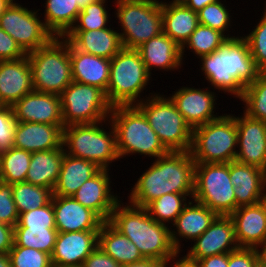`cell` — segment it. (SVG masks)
I'll return each instance as SVG.
<instances>
[{
    "label": "cell",
    "mask_w": 266,
    "mask_h": 267,
    "mask_svg": "<svg viewBox=\"0 0 266 267\" xmlns=\"http://www.w3.org/2000/svg\"><path fill=\"white\" fill-rule=\"evenodd\" d=\"M62 145L66 154L92 161L101 169H110L109 165L120 159L115 130L109 119L64 127Z\"/></svg>",
    "instance_id": "cell-5"
},
{
    "label": "cell",
    "mask_w": 266,
    "mask_h": 267,
    "mask_svg": "<svg viewBox=\"0 0 266 267\" xmlns=\"http://www.w3.org/2000/svg\"><path fill=\"white\" fill-rule=\"evenodd\" d=\"M27 56L34 91L60 95L73 81L70 42L64 37H54Z\"/></svg>",
    "instance_id": "cell-6"
},
{
    "label": "cell",
    "mask_w": 266,
    "mask_h": 267,
    "mask_svg": "<svg viewBox=\"0 0 266 267\" xmlns=\"http://www.w3.org/2000/svg\"><path fill=\"white\" fill-rule=\"evenodd\" d=\"M83 267H121L113 258L107 255L99 246L85 259Z\"/></svg>",
    "instance_id": "cell-49"
},
{
    "label": "cell",
    "mask_w": 266,
    "mask_h": 267,
    "mask_svg": "<svg viewBox=\"0 0 266 267\" xmlns=\"http://www.w3.org/2000/svg\"><path fill=\"white\" fill-rule=\"evenodd\" d=\"M188 194L167 193L150 202L145 208L158 223L172 226L190 199ZM187 202V203H186ZM169 223V224H168Z\"/></svg>",
    "instance_id": "cell-36"
},
{
    "label": "cell",
    "mask_w": 266,
    "mask_h": 267,
    "mask_svg": "<svg viewBox=\"0 0 266 267\" xmlns=\"http://www.w3.org/2000/svg\"><path fill=\"white\" fill-rule=\"evenodd\" d=\"M139 52L147 71L152 70L177 71L183 65L181 47L164 32L141 44Z\"/></svg>",
    "instance_id": "cell-25"
},
{
    "label": "cell",
    "mask_w": 266,
    "mask_h": 267,
    "mask_svg": "<svg viewBox=\"0 0 266 267\" xmlns=\"http://www.w3.org/2000/svg\"><path fill=\"white\" fill-rule=\"evenodd\" d=\"M64 154L63 146L53 150L32 152L25 182L53 191L59 178Z\"/></svg>",
    "instance_id": "cell-31"
},
{
    "label": "cell",
    "mask_w": 266,
    "mask_h": 267,
    "mask_svg": "<svg viewBox=\"0 0 266 267\" xmlns=\"http://www.w3.org/2000/svg\"><path fill=\"white\" fill-rule=\"evenodd\" d=\"M235 114H222L193 129L190 153L195 163H230L237 154Z\"/></svg>",
    "instance_id": "cell-10"
},
{
    "label": "cell",
    "mask_w": 266,
    "mask_h": 267,
    "mask_svg": "<svg viewBox=\"0 0 266 267\" xmlns=\"http://www.w3.org/2000/svg\"><path fill=\"white\" fill-rule=\"evenodd\" d=\"M260 203L262 204V206L264 207V210L266 212V186H265L263 194L261 196Z\"/></svg>",
    "instance_id": "cell-59"
},
{
    "label": "cell",
    "mask_w": 266,
    "mask_h": 267,
    "mask_svg": "<svg viewBox=\"0 0 266 267\" xmlns=\"http://www.w3.org/2000/svg\"><path fill=\"white\" fill-rule=\"evenodd\" d=\"M99 0H76L77 6L83 10L85 7H87L89 4H92Z\"/></svg>",
    "instance_id": "cell-56"
},
{
    "label": "cell",
    "mask_w": 266,
    "mask_h": 267,
    "mask_svg": "<svg viewBox=\"0 0 266 267\" xmlns=\"http://www.w3.org/2000/svg\"><path fill=\"white\" fill-rule=\"evenodd\" d=\"M98 246L121 265L139 262L144 259L136 245L108 221L103 222L100 227Z\"/></svg>",
    "instance_id": "cell-32"
},
{
    "label": "cell",
    "mask_w": 266,
    "mask_h": 267,
    "mask_svg": "<svg viewBox=\"0 0 266 267\" xmlns=\"http://www.w3.org/2000/svg\"><path fill=\"white\" fill-rule=\"evenodd\" d=\"M44 4L45 26L55 37H63L74 25L81 12L76 0H46Z\"/></svg>",
    "instance_id": "cell-33"
},
{
    "label": "cell",
    "mask_w": 266,
    "mask_h": 267,
    "mask_svg": "<svg viewBox=\"0 0 266 267\" xmlns=\"http://www.w3.org/2000/svg\"><path fill=\"white\" fill-rule=\"evenodd\" d=\"M259 258L257 248L239 247L228 253V267H253Z\"/></svg>",
    "instance_id": "cell-47"
},
{
    "label": "cell",
    "mask_w": 266,
    "mask_h": 267,
    "mask_svg": "<svg viewBox=\"0 0 266 267\" xmlns=\"http://www.w3.org/2000/svg\"><path fill=\"white\" fill-rule=\"evenodd\" d=\"M136 106L168 151H190L193 130L170 97L153 91Z\"/></svg>",
    "instance_id": "cell-8"
},
{
    "label": "cell",
    "mask_w": 266,
    "mask_h": 267,
    "mask_svg": "<svg viewBox=\"0 0 266 267\" xmlns=\"http://www.w3.org/2000/svg\"><path fill=\"white\" fill-rule=\"evenodd\" d=\"M266 6V3H265ZM253 31L242 37L247 41L255 65L260 72H266V7ZM251 31V32H250Z\"/></svg>",
    "instance_id": "cell-42"
},
{
    "label": "cell",
    "mask_w": 266,
    "mask_h": 267,
    "mask_svg": "<svg viewBox=\"0 0 266 267\" xmlns=\"http://www.w3.org/2000/svg\"><path fill=\"white\" fill-rule=\"evenodd\" d=\"M194 265L196 267H228V253L199 259Z\"/></svg>",
    "instance_id": "cell-51"
},
{
    "label": "cell",
    "mask_w": 266,
    "mask_h": 267,
    "mask_svg": "<svg viewBox=\"0 0 266 267\" xmlns=\"http://www.w3.org/2000/svg\"><path fill=\"white\" fill-rule=\"evenodd\" d=\"M64 125L37 122H17L13 147L29 152L61 148Z\"/></svg>",
    "instance_id": "cell-24"
},
{
    "label": "cell",
    "mask_w": 266,
    "mask_h": 267,
    "mask_svg": "<svg viewBox=\"0 0 266 267\" xmlns=\"http://www.w3.org/2000/svg\"><path fill=\"white\" fill-rule=\"evenodd\" d=\"M32 153L12 147L0 153V181L7 184L25 182Z\"/></svg>",
    "instance_id": "cell-34"
},
{
    "label": "cell",
    "mask_w": 266,
    "mask_h": 267,
    "mask_svg": "<svg viewBox=\"0 0 266 267\" xmlns=\"http://www.w3.org/2000/svg\"><path fill=\"white\" fill-rule=\"evenodd\" d=\"M72 79L87 85L99 87L104 92L110 78V59L83 53L70 43Z\"/></svg>",
    "instance_id": "cell-28"
},
{
    "label": "cell",
    "mask_w": 266,
    "mask_h": 267,
    "mask_svg": "<svg viewBox=\"0 0 266 267\" xmlns=\"http://www.w3.org/2000/svg\"><path fill=\"white\" fill-rule=\"evenodd\" d=\"M11 107L17 122L64 125L61 100L57 94L32 91Z\"/></svg>",
    "instance_id": "cell-17"
},
{
    "label": "cell",
    "mask_w": 266,
    "mask_h": 267,
    "mask_svg": "<svg viewBox=\"0 0 266 267\" xmlns=\"http://www.w3.org/2000/svg\"><path fill=\"white\" fill-rule=\"evenodd\" d=\"M152 160L128 193L129 203L146 207L167 193L188 194L193 198L195 161L190 151H169Z\"/></svg>",
    "instance_id": "cell-1"
},
{
    "label": "cell",
    "mask_w": 266,
    "mask_h": 267,
    "mask_svg": "<svg viewBox=\"0 0 266 267\" xmlns=\"http://www.w3.org/2000/svg\"><path fill=\"white\" fill-rule=\"evenodd\" d=\"M151 76L136 49L122 48L110 60V78L105 92L108 103L113 107L141 102Z\"/></svg>",
    "instance_id": "cell-7"
},
{
    "label": "cell",
    "mask_w": 266,
    "mask_h": 267,
    "mask_svg": "<svg viewBox=\"0 0 266 267\" xmlns=\"http://www.w3.org/2000/svg\"><path fill=\"white\" fill-rule=\"evenodd\" d=\"M19 219L12 196V184L0 181V222L14 227Z\"/></svg>",
    "instance_id": "cell-45"
},
{
    "label": "cell",
    "mask_w": 266,
    "mask_h": 267,
    "mask_svg": "<svg viewBox=\"0 0 266 267\" xmlns=\"http://www.w3.org/2000/svg\"><path fill=\"white\" fill-rule=\"evenodd\" d=\"M173 262V263H172ZM172 263V264H170ZM170 267H196L193 263L185 261L182 257H177L173 261H169Z\"/></svg>",
    "instance_id": "cell-54"
},
{
    "label": "cell",
    "mask_w": 266,
    "mask_h": 267,
    "mask_svg": "<svg viewBox=\"0 0 266 267\" xmlns=\"http://www.w3.org/2000/svg\"><path fill=\"white\" fill-rule=\"evenodd\" d=\"M204 80L219 90L240 99L244 88L258 76L254 59L247 41L242 36L225 39L219 48L209 55L199 58ZM221 91V92H220Z\"/></svg>",
    "instance_id": "cell-2"
},
{
    "label": "cell",
    "mask_w": 266,
    "mask_h": 267,
    "mask_svg": "<svg viewBox=\"0 0 266 267\" xmlns=\"http://www.w3.org/2000/svg\"><path fill=\"white\" fill-rule=\"evenodd\" d=\"M208 88L209 90H207ZM216 95V92L211 91L210 87L201 89L200 87L182 86L169 97L193 130L220 117L219 113L214 112L215 104L217 105L216 97H218Z\"/></svg>",
    "instance_id": "cell-15"
},
{
    "label": "cell",
    "mask_w": 266,
    "mask_h": 267,
    "mask_svg": "<svg viewBox=\"0 0 266 267\" xmlns=\"http://www.w3.org/2000/svg\"><path fill=\"white\" fill-rule=\"evenodd\" d=\"M243 113L249 118L266 122V72H259L257 78L244 88Z\"/></svg>",
    "instance_id": "cell-39"
},
{
    "label": "cell",
    "mask_w": 266,
    "mask_h": 267,
    "mask_svg": "<svg viewBox=\"0 0 266 267\" xmlns=\"http://www.w3.org/2000/svg\"><path fill=\"white\" fill-rule=\"evenodd\" d=\"M187 0H172L169 4H185Z\"/></svg>",
    "instance_id": "cell-61"
},
{
    "label": "cell",
    "mask_w": 266,
    "mask_h": 267,
    "mask_svg": "<svg viewBox=\"0 0 266 267\" xmlns=\"http://www.w3.org/2000/svg\"><path fill=\"white\" fill-rule=\"evenodd\" d=\"M58 231L56 227H14V245L33 248L51 256Z\"/></svg>",
    "instance_id": "cell-35"
},
{
    "label": "cell",
    "mask_w": 266,
    "mask_h": 267,
    "mask_svg": "<svg viewBox=\"0 0 266 267\" xmlns=\"http://www.w3.org/2000/svg\"><path fill=\"white\" fill-rule=\"evenodd\" d=\"M12 0H0V16L3 14L5 8L11 3Z\"/></svg>",
    "instance_id": "cell-58"
},
{
    "label": "cell",
    "mask_w": 266,
    "mask_h": 267,
    "mask_svg": "<svg viewBox=\"0 0 266 267\" xmlns=\"http://www.w3.org/2000/svg\"><path fill=\"white\" fill-rule=\"evenodd\" d=\"M225 39H227V37L222 32L199 24L190 38L181 47L182 60L184 61L185 59L184 52H186L187 49H191L190 52H193L194 55L196 54V58H200L216 51Z\"/></svg>",
    "instance_id": "cell-38"
},
{
    "label": "cell",
    "mask_w": 266,
    "mask_h": 267,
    "mask_svg": "<svg viewBox=\"0 0 266 267\" xmlns=\"http://www.w3.org/2000/svg\"><path fill=\"white\" fill-rule=\"evenodd\" d=\"M169 262L154 259H143L135 263L123 264L121 267H167Z\"/></svg>",
    "instance_id": "cell-52"
},
{
    "label": "cell",
    "mask_w": 266,
    "mask_h": 267,
    "mask_svg": "<svg viewBox=\"0 0 266 267\" xmlns=\"http://www.w3.org/2000/svg\"><path fill=\"white\" fill-rule=\"evenodd\" d=\"M230 179L234 186L236 209L260 202L266 186V171L234 160L230 162Z\"/></svg>",
    "instance_id": "cell-27"
},
{
    "label": "cell",
    "mask_w": 266,
    "mask_h": 267,
    "mask_svg": "<svg viewBox=\"0 0 266 267\" xmlns=\"http://www.w3.org/2000/svg\"><path fill=\"white\" fill-rule=\"evenodd\" d=\"M32 91V71L27 55L18 60L0 61V100L5 106H12Z\"/></svg>",
    "instance_id": "cell-23"
},
{
    "label": "cell",
    "mask_w": 266,
    "mask_h": 267,
    "mask_svg": "<svg viewBox=\"0 0 266 267\" xmlns=\"http://www.w3.org/2000/svg\"><path fill=\"white\" fill-rule=\"evenodd\" d=\"M192 199L217 215L230 216L236 210L230 163H195Z\"/></svg>",
    "instance_id": "cell-11"
},
{
    "label": "cell",
    "mask_w": 266,
    "mask_h": 267,
    "mask_svg": "<svg viewBox=\"0 0 266 267\" xmlns=\"http://www.w3.org/2000/svg\"><path fill=\"white\" fill-rule=\"evenodd\" d=\"M106 2L108 3L107 0H99L81 10L76 22L69 31H89L108 28L111 14L106 9L108 7Z\"/></svg>",
    "instance_id": "cell-40"
},
{
    "label": "cell",
    "mask_w": 266,
    "mask_h": 267,
    "mask_svg": "<svg viewBox=\"0 0 266 267\" xmlns=\"http://www.w3.org/2000/svg\"><path fill=\"white\" fill-rule=\"evenodd\" d=\"M123 48L136 49L163 32L162 3L156 0H114Z\"/></svg>",
    "instance_id": "cell-9"
},
{
    "label": "cell",
    "mask_w": 266,
    "mask_h": 267,
    "mask_svg": "<svg viewBox=\"0 0 266 267\" xmlns=\"http://www.w3.org/2000/svg\"><path fill=\"white\" fill-rule=\"evenodd\" d=\"M253 267H266V262L260 257Z\"/></svg>",
    "instance_id": "cell-60"
},
{
    "label": "cell",
    "mask_w": 266,
    "mask_h": 267,
    "mask_svg": "<svg viewBox=\"0 0 266 267\" xmlns=\"http://www.w3.org/2000/svg\"><path fill=\"white\" fill-rule=\"evenodd\" d=\"M12 196L19 214L47 205L53 196L49 188L27 182L12 184Z\"/></svg>",
    "instance_id": "cell-37"
},
{
    "label": "cell",
    "mask_w": 266,
    "mask_h": 267,
    "mask_svg": "<svg viewBox=\"0 0 266 267\" xmlns=\"http://www.w3.org/2000/svg\"><path fill=\"white\" fill-rule=\"evenodd\" d=\"M119 30L109 28L89 31H68L63 37L77 50L112 59L122 48Z\"/></svg>",
    "instance_id": "cell-26"
},
{
    "label": "cell",
    "mask_w": 266,
    "mask_h": 267,
    "mask_svg": "<svg viewBox=\"0 0 266 267\" xmlns=\"http://www.w3.org/2000/svg\"><path fill=\"white\" fill-rule=\"evenodd\" d=\"M99 231L58 232L51 254L53 267L82 266L98 247Z\"/></svg>",
    "instance_id": "cell-18"
},
{
    "label": "cell",
    "mask_w": 266,
    "mask_h": 267,
    "mask_svg": "<svg viewBox=\"0 0 266 267\" xmlns=\"http://www.w3.org/2000/svg\"><path fill=\"white\" fill-rule=\"evenodd\" d=\"M5 105L3 104V102L0 100V109L3 108Z\"/></svg>",
    "instance_id": "cell-62"
},
{
    "label": "cell",
    "mask_w": 266,
    "mask_h": 267,
    "mask_svg": "<svg viewBox=\"0 0 266 267\" xmlns=\"http://www.w3.org/2000/svg\"><path fill=\"white\" fill-rule=\"evenodd\" d=\"M26 55L16 41L0 27V61L18 60Z\"/></svg>",
    "instance_id": "cell-48"
},
{
    "label": "cell",
    "mask_w": 266,
    "mask_h": 267,
    "mask_svg": "<svg viewBox=\"0 0 266 267\" xmlns=\"http://www.w3.org/2000/svg\"><path fill=\"white\" fill-rule=\"evenodd\" d=\"M237 126L236 161L266 171V122L235 115Z\"/></svg>",
    "instance_id": "cell-16"
},
{
    "label": "cell",
    "mask_w": 266,
    "mask_h": 267,
    "mask_svg": "<svg viewBox=\"0 0 266 267\" xmlns=\"http://www.w3.org/2000/svg\"><path fill=\"white\" fill-rule=\"evenodd\" d=\"M110 169H101L72 196L76 201L94 211L104 222L109 221L116 204L121 200L111 187Z\"/></svg>",
    "instance_id": "cell-19"
},
{
    "label": "cell",
    "mask_w": 266,
    "mask_h": 267,
    "mask_svg": "<svg viewBox=\"0 0 266 267\" xmlns=\"http://www.w3.org/2000/svg\"><path fill=\"white\" fill-rule=\"evenodd\" d=\"M194 203V204H193ZM218 215L200 202L190 199L181 214L176 218L170 228L171 239L176 250L181 254L180 242L183 240H196L207 230Z\"/></svg>",
    "instance_id": "cell-21"
},
{
    "label": "cell",
    "mask_w": 266,
    "mask_h": 267,
    "mask_svg": "<svg viewBox=\"0 0 266 267\" xmlns=\"http://www.w3.org/2000/svg\"><path fill=\"white\" fill-rule=\"evenodd\" d=\"M14 227H56L52 200L43 207L19 214Z\"/></svg>",
    "instance_id": "cell-44"
},
{
    "label": "cell",
    "mask_w": 266,
    "mask_h": 267,
    "mask_svg": "<svg viewBox=\"0 0 266 267\" xmlns=\"http://www.w3.org/2000/svg\"><path fill=\"white\" fill-rule=\"evenodd\" d=\"M17 121L11 106L0 109V153L13 147Z\"/></svg>",
    "instance_id": "cell-46"
},
{
    "label": "cell",
    "mask_w": 266,
    "mask_h": 267,
    "mask_svg": "<svg viewBox=\"0 0 266 267\" xmlns=\"http://www.w3.org/2000/svg\"><path fill=\"white\" fill-rule=\"evenodd\" d=\"M0 267H12L9 253H0Z\"/></svg>",
    "instance_id": "cell-55"
},
{
    "label": "cell",
    "mask_w": 266,
    "mask_h": 267,
    "mask_svg": "<svg viewBox=\"0 0 266 267\" xmlns=\"http://www.w3.org/2000/svg\"><path fill=\"white\" fill-rule=\"evenodd\" d=\"M238 248L231 217L218 215L182 258L194 264L199 259L230 253Z\"/></svg>",
    "instance_id": "cell-14"
},
{
    "label": "cell",
    "mask_w": 266,
    "mask_h": 267,
    "mask_svg": "<svg viewBox=\"0 0 266 267\" xmlns=\"http://www.w3.org/2000/svg\"><path fill=\"white\" fill-rule=\"evenodd\" d=\"M40 10H30L12 0L0 16V27L26 54L45 46L55 37L44 20H40Z\"/></svg>",
    "instance_id": "cell-13"
},
{
    "label": "cell",
    "mask_w": 266,
    "mask_h": 267,
    "mask_svg": "<svg viewBox=\"0 0 266 267\" xmlns=\"http://www.w3.org/2000/svg\"><path fill=\"white\" fill-rule=\"evenodd\" d=\"M59 96L64 127L97 123L109 118L112 106L99 87L72 81Z\"/></svg>",
    "instance_id": "cell-12"
},
{
    "label": "cell",
    "mask_w": 266,
    "mask_h": 267,
    "mask_svg": "<svg viewBox=\"0 0 266 267\" xmlns=\"http://www.w3.org/2000/svg\"><path fill=\"white\" fill-rule=\"evenodd\" d=\"M223 2L224 1L218 0L198 11L199 24L220 31L227 38L234 37L229 34V32H231L229 31V26L232 29V15H230L232 13H229L231 11L229 10L230 8H227Z\"/></svg>",
    "instance_id": "cell-41"
},
{
    "label": "cell",
    "mask_w": 266,
    "mask_h": 267,
    "mask_svg": "<svg viewBox=\"0 0 266 267\" xmlns=\"http://www.w3.org/2000/svg\"><path fill=\"white\" fill-rule=\"evenodd\" d=\"M260 257L266 262V241L258 248Z\"/></svg>",
    "instance_id": "cell-57"
},
{
    "label": "cell",
    "mask_w": 266,
    "mask_h": 267,
    "mask_svg": "<svg viewBox=\"0 0 266 267\" xmlns=\"http://www.w3.org/2000/svg\"><path fill=\"white\" fill-rule=\"evenodd\" d=\"M9 257L12 267H53L49 254L29 247L13 246Z\"/></svg>",
    "instance_id": "cell-43"
},
{
    "label": "cell",
    "mask_w": 266,
    "mask_h": 267,
    "mask_svg": "<svg viewBox=\"0 0 266 267\" xmlns=\"http://www.w3.org/2000/svg\"><path fill=\"white\" fill-rule=\"evenodd\" d=\"M218 0H187L185 5L189 8L192 9L195 12L200 11L203 9L205 6L208 4H212L217 2Z\"/></svg>",
    "instance_id": "cell-53"
},
{
    "label": "cell",
    "mask_w": 266,
    "mask_h": 267,
    "mask_svg": "<svg viewBox=\"0 0 266 267\" xmlns=\"http://www.w3.org/2000/svg\"><path fill=\"white\" fill-rule=\"evenodd\" d=\"M55 226L58 232L99 231L104 222L94 211L73 197L52 196Z\"/></svg>",
    "instance_id": "cell-20"
},
{
    "label": "cell",
    "mask_w": 266,
    "mask_h": 267,
    "mask_svg": "<svg viewBox=\"0 0 266 267\" xmlns=\"http://www.w3.org/2000/svg\"><path fill=\"white\" fill-rule=\"evenodd\" d=\"M230 217L239 247L258 249L266 241V212L260 202L240 206Z\"/></svg>",
    "instance_id": "cell-22"
},
{
    "label": "cell",
    "mask_w": 266,
    "mask_h": 267,
    "mask_svg": "<svg viewBox=\"0 0 266 267\" xmlns=\"http://www.w3.org/2000/svg\"><path fill=\"white\" fill-rule=\"evenodd\" d=\"M121 201L108 222L136 245L144 259L169 262L181 255L173 245L170 226L155 221L145 207Z\"/></svg>",
    "instance_id": "cell-3"
},
{
    "label": "cell",
    "mask_w": 266,
    "mask_h": 267,
    "mask_svg": "<svg viewBox=\"0 0 266 267\" xmlns=\"http://www.w3.org/2000/svg\"><path fill=\"white\" fill-rule=\"evenodd\" d=\"M14 245V227L0 222V253H9Z\"/></svg>",
    "instance_id": "cell-50"
},
{
    "label": "cell",
    "mask_w": 266,
    "mask_h": 267,
    "mask_svg": "<svg viewBox=\"0 0 266 267\" xmlns=\"http://www.w3.org/2000/svg\"><path fill=\"white\" fill-rule=\"evenodd\" d=\"M101 168L94 162L64 154L54 196L72 197L76 191L97 174Z\"/></svg>",
    "instance_id": "cell-29"
},
{
    "label": "cell",
    "mask_w": 266,
    "mask_h": 267,
    "mask_svg": "<svg viewBox=\"0 0 266 267\" xmlns=\"http://www.w3.org/2000/svg\"><path fill=\"white\" fill-rule=\"evenodd\" d=\"M108 119L115 130L120 159L136 153L156 159L169 152L136 105L113 106Z\"/></svg>",
    "instance_id": "cell-4"
},
{
    "label": "cell",
    "mask_w": 266,
    "mask_h": 267,
    "mask_svg": "<svg viewBox=\"0 0 266 267\" xmlns=\"http://www.w3.org/2000/svg\"><path fill=\"white\" fill-rule=\"evenodd\" d=\"M161 3L163 32L182 47L199 25L198 12L185 4Z\"/></svg>",
    "instance_id": "cell-30"
}]
</instances>
